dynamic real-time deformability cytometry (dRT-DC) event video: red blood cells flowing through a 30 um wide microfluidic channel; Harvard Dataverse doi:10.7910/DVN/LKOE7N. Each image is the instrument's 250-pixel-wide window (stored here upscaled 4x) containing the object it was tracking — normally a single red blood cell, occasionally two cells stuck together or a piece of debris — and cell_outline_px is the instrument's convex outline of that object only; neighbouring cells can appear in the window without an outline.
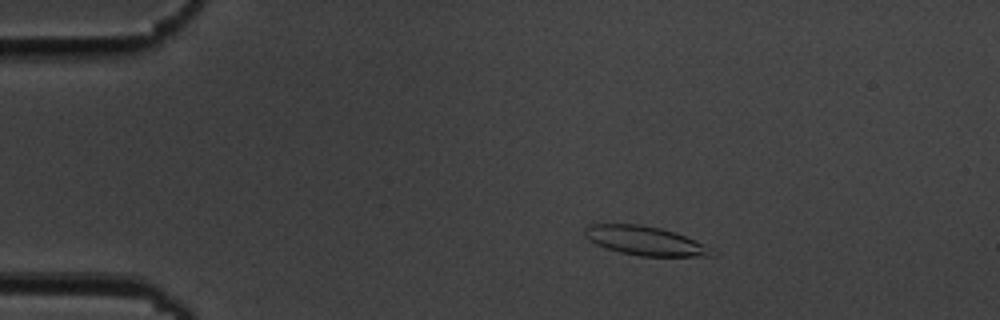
{"species": "common noctule bat (a hibernating species)", "species_latin": "Nyctalus noctula", "temperature_condition": "cold", "stored_images_in_passage": 54, "camera_frame_rate_fps": 3000, "um_per_image_px": 0.085, "animal": {"sex": "male", "body_mass_g": 19.5, "forearm_length_mm": 54.6}, "frame": {"image": 1, "passage_image": 9, "time_ms": 2.667, "image_size_px": [1000, 320], "cell_outline_px": [[720, 252], [716, 256], [640, 256], [620, 252], [596, 244], [588, 240], [584, 236], [584, 228], [588, 224], [640, 224], [660, 228], [684, 236], [716, 248]], "centroid_in_image_um": [54.9, 20.47], "position_along_channel_um": 30.1, "area_um2": 21.73}}
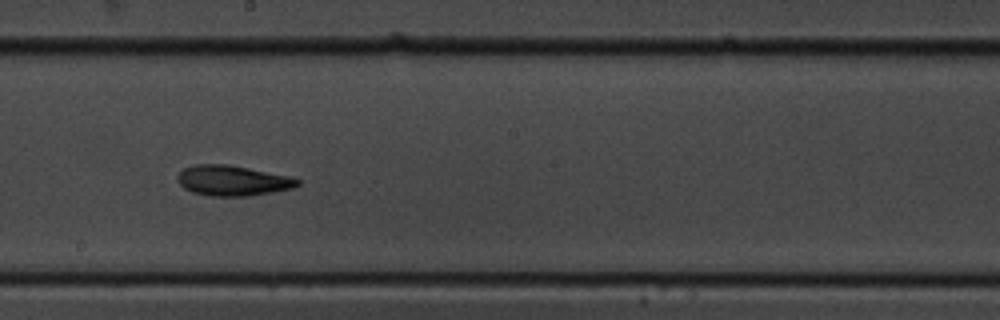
{"frame": {"image": 2, "passage_image": 30, "time_ms": 9.667, "image_size_px": [1000, 320], "cell_outline_px": [[300, 184], [292, 188], [272, 192], [248, 196], [208, 196], [192, 192], [184, 188], [176, 180], [176, 176], [184, 168], [192, 164], [228, 164], [248, 168], [284, 176], [300, 180]], "centroid_in_image_um": [19.69, 15.35], "position_along_channel_um": 228.5, "area_um2": 21.04}}
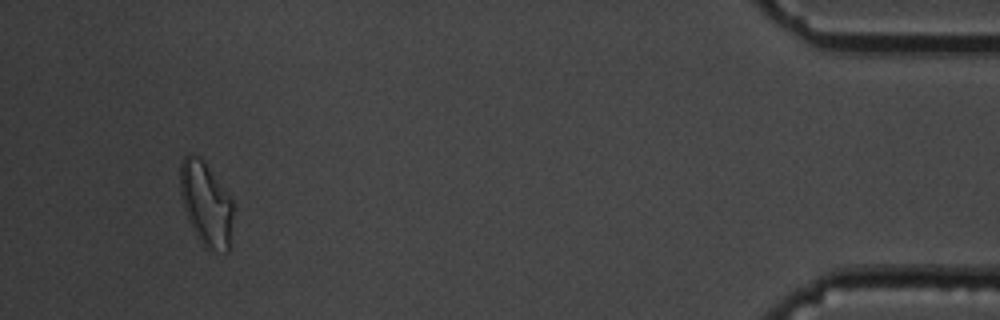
{"frame": {"image": 3, "passage_image": 51, "time_ms": 16.667, "image_size_px": [1000, 320], "cell_outline_px": [[232, 248], [228, 252], [216, 252], [204, 248], [196, 236], [188, 220], [180, 196], [180, 160], [184, 156], [192, 152], [208, 168], [232, 200]], "centroid_in_image_um": [17.51, 17.42], "position_along_channel_um": 417.7, "area_um2": 26.07}, "authors_computed_cell_mechanics": {"area_um2": 21.386, "velocity_mm_per_s": 3.6488, "shape_relaxation_time_tau1_ms": 4.55, "shape_relaxation_time_tau2_ms": 5.1355, "deformation_change_tau1": 0.1459, "deformation_change_tau2": 0.1433}}